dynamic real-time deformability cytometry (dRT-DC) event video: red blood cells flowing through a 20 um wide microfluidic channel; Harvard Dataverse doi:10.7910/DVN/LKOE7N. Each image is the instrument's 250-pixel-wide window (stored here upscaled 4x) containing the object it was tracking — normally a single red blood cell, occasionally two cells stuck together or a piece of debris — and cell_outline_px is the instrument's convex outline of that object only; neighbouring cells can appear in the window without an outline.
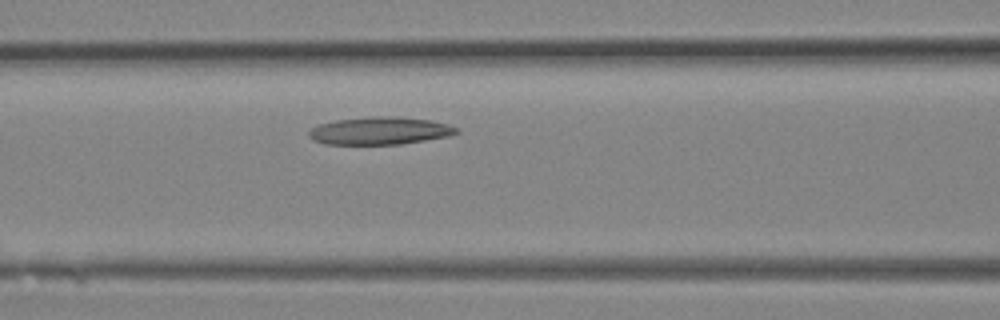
{"species": "Egyptian fruit bat (a non-hibernating species)", "species_latin": "Rousettus aegyptiacus", "temperature_condition": "room temperature", "stored_images_in_passage": 8, "camera_frame_rate_fps": 3000, "um_per_image_px": 0.085, "animal": {"sex": "female"}, "frame": {"image": 1, "passage_image": 6, "time_ms": 1.667, "image_size_px": [1000, 320], "cell_outline_px": [[460, 132], [448, 136], [400, 144], [324, 144], [312, 140], [308, 136], [308, 132], [316, 124], [336, 120], [380, 116], [388, 116], [432, 120], [448, 124], [460, 128]], "centroid_in_image_um": [32.28, 11.12], "position_along_channel_um": 134.3, "area_um2": 23.76}}
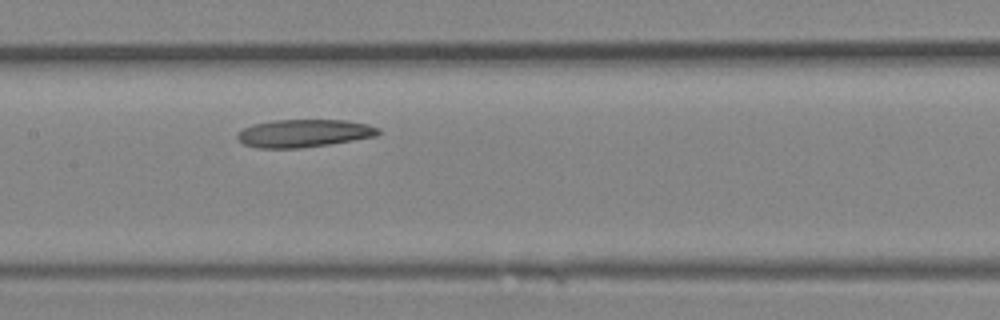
{"frame": {"image": 2, "passage_image": 8, "time_ms": 2.333, "image_size_px": [1000, 320], "cell_outline_px": [[380, 132], [376, 136], [328, 144], [300, 148], [260, 148], [244, 144], [236, 136], [236, 132], [252, 124], [272, 120], [344, 120], [368, 124], [380, 128]], "centroid_in_image_um": [25.81, 11.32], "position_along_channel_um": 181.6, "area_um2": 22.77}}